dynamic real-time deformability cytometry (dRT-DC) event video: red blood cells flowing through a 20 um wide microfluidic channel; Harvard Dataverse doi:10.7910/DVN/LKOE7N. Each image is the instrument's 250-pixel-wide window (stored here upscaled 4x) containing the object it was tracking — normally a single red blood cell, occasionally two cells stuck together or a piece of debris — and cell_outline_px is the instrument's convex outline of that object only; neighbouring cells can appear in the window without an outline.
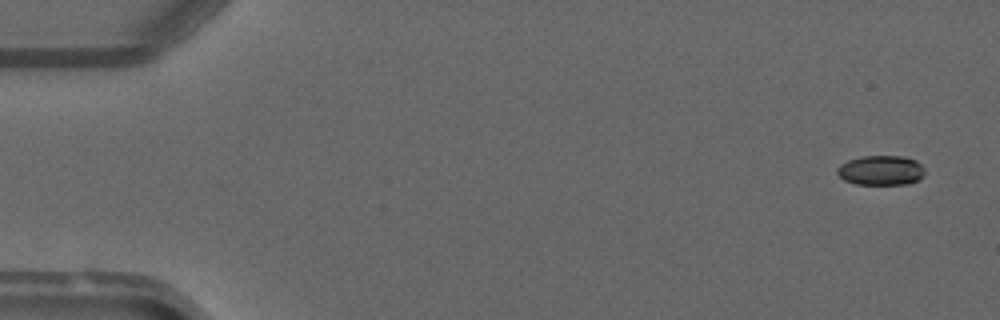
{"species": "common noctule bat (a hibernating species)", "species_latin": "Nyctalus noctula", "temperature_condition": "warm", "stored_images_in_passage": 4, "camera_frame_rate_fps": 3000, "um_per_image_px": 0.085, "animal": {"sex": "male", "forearm_length_mm": 52.5}, "frame": {"image": 1, "passage_image": 1, "time_ms": 0.0, "image_size_px": [1000, 320], "cell_outline_px": [[924, 176], [908, 184], [856, 184], [844, 180], [836, 172], [836, 168], [840, 164], [848, 160], [860, 156], [904, 156], [916, 160], [924, 168]], "centroid_in_image_um": [74.87, 14.47], "position_along_channel_um": 10.1, "area_um2": 15.26}}